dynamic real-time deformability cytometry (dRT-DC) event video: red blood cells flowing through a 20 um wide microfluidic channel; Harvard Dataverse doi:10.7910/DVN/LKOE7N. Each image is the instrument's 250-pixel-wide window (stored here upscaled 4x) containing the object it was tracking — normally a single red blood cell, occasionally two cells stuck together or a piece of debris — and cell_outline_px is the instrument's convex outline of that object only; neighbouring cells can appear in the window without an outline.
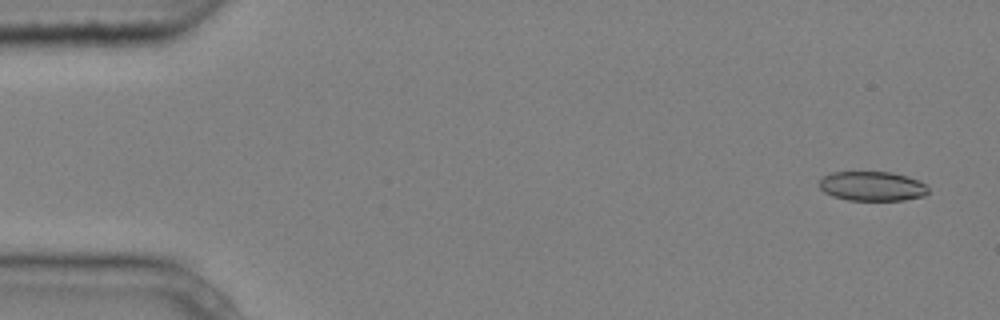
{"species": "common noctule bat (a hibernating species)", "species_latin": "Nyctalus noctula", "temperature_condition": "cold", "stored_images_in_passage": 6, "camera_frame_rate_fps": 3000, "um_per_image_px": 0.085, "animal": {"sex": "male", "body_mass_g": 20.4}, "frame": {"image": 1, "passage_image": 1, "time_ms": 0.0, "image_size_px": [1000, 320], "cell_outline_px": [[928, 192], [924, 196], [904, 200], [848, 200], [832, 196], [824, 192], [820, 188], [820, 180], [824, 176], [832, 172], [892, 172], [908, 176], [924, 184], [928, 188]], "centroid_in_image_um": [74.13, 15.82], "position_along_channel_um": 10.9, "area_um2": 18.67}}
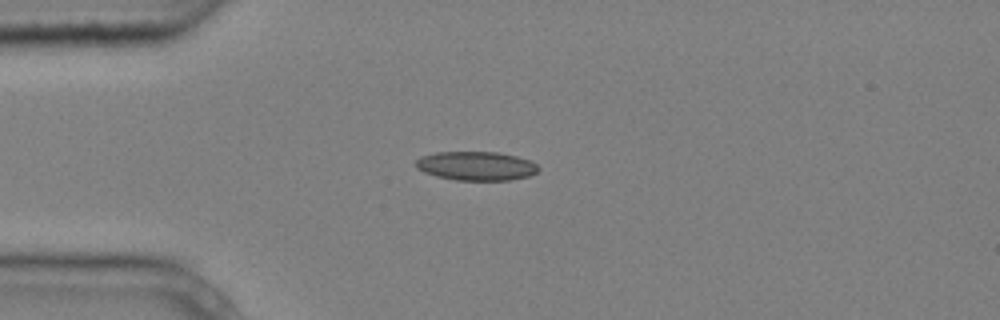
{"frame": {"image": 2, "passage_image": 4, "time_ms": 1.0, "image_size_px": [1000, 320], "cell_outline_px": [[540, 168], [536, 172], [528, 176], [508, 180], [456, 180], [436, 176], [424, 172], [416, 168], [416, 160], [420, 156], [436, 152], [500, 152], [532, 160]], "centroid_in_image_um": [40.48, 14.09], "position_along_channel_um": 44.5, "area_um2": 20.75}}
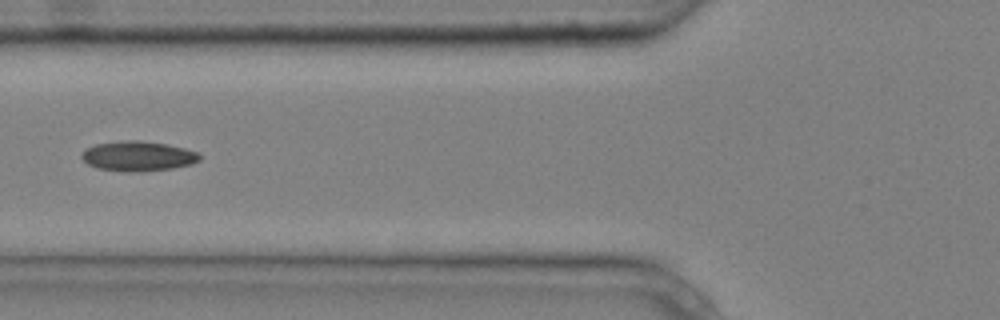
{"frame": {"image": 3, "passage_image": 6, "time_ms": 1.667, "image_size_px": [1000, 320], "cell_outline_px": [[200, 160], [192, 164], [172, 168], [132, 172], [124, 172], [96, 168], [88, 164], [80, 156], [80, 152], [84, 148], [96, 144], [124, 140], [140, 140], [168, 144], [184, 148], [196, 152], [200, 156]], "centroid_in_image_um": [11.68, 13.26], "position_along_channel_um": 114.1, "area_um2": 20.69}}